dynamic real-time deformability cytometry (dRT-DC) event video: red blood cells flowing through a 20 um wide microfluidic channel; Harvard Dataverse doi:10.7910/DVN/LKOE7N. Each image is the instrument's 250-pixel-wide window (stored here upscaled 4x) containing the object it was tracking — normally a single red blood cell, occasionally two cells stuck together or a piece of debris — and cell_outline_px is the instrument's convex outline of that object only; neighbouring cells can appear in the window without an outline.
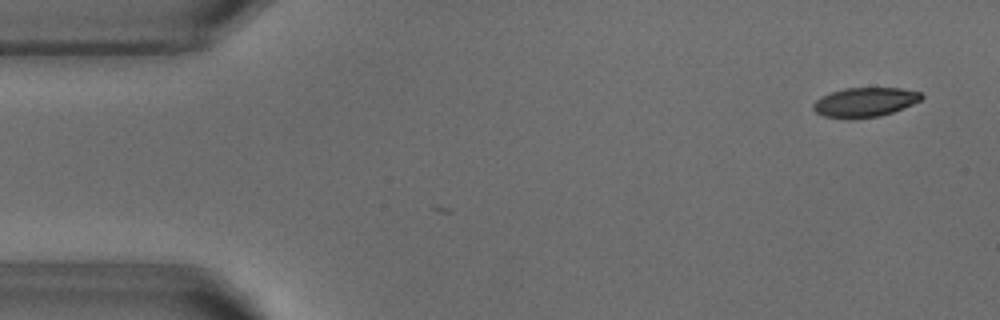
{"species": "common noctule bat (a hibernating species)", "species_latin": "Nyctalus noctula", "temperature_condition": "warm", "stored_images_in_passage": 50, "camera_frame_rate_fps": 3000, "um_per_image_px": 0.085, "animal": {"sex": "male", "body_mass_g": 18.8}, "frame": {"image": 1, "passage_image": 1, "time_ms": 0.0, "image_size_px": [1000, 320], "cell_outline_px": [[924, 96], [920, 100], [912, 104], [892, 112], [880, 116], [824, 116], [816, 112], [812, 108], [812, 104], [816, 100], [832, 92], [844, 88], [900, 88], [920, 92]], "centroid_in_image_um": [73.54, 8.64], "position_along_channel_um": 11.5, "area_um2": 17.74}}
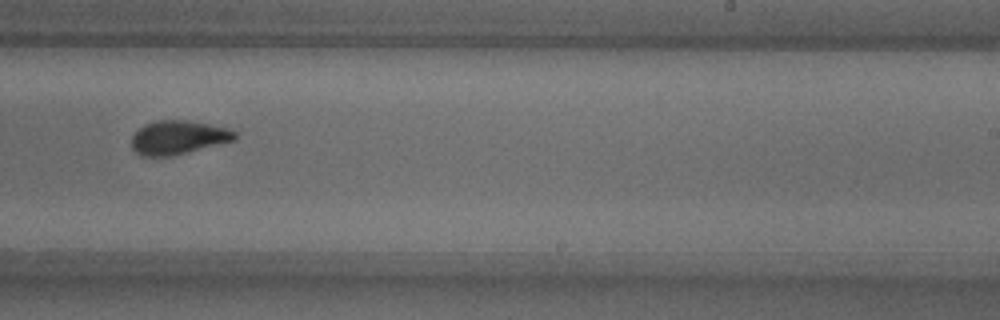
{"frame": {"image": 2, "passage_image": 30, "time_ms": 9.667, "image_size_px": [1000, 320], "cell_outline_px": [[236, 140], [172, 156], [140, 156], [132, 148], [132, 136], [144, 124], [156, 120], [184, 120], [208, 124], [228, 128], [236, 132]], "centroid_in_image_um": [15.14, 11.69], "position_along_channel_um": 273.9, "area_um2": 20.29}}
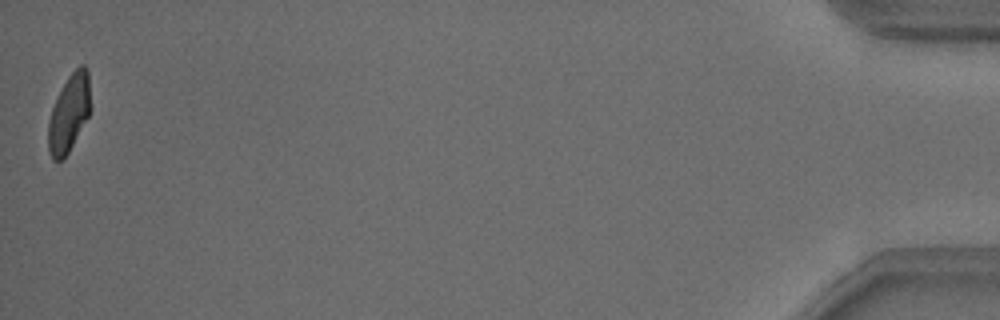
{"frame": {"image": 3, "passage_image": 50, "time_ms": 16.333, "image_size_px": [1000, 320], "cell_outline_px": [[88, 116], [64, 160], [52, 160], [48, 152], [48, 120], [52, 108], [68, 76], [80, 64], [84, 64], [88, 68]], "centroid_in_image_um": [5.83, 9.66], "position_along_channel_um": 429.4, "area_um2": 18.55}, "authors_computed_cell_mechanics": {"area_um2": 20.4901, "velocity_mm_per_s": 3.8228, "shape_relaxation_time_tau1_ms": 3.1101, "shape_relaxation_time_tau2_ms": 1.4929, "deformation_change_tau1": 0.1484, "deformation_change_tau2": 0.0709}}